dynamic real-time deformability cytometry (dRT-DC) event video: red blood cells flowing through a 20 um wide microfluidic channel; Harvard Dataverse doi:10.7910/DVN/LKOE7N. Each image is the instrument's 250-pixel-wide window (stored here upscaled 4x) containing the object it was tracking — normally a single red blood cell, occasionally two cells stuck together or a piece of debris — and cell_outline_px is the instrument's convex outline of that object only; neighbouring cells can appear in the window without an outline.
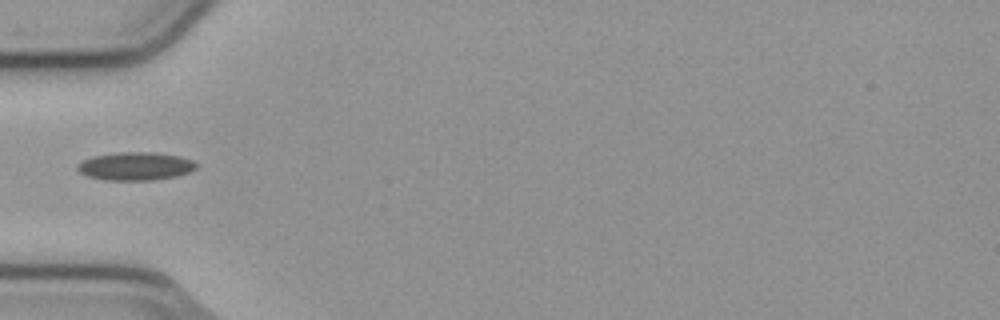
{"species": "common noctule bat (a hibernating species)", "species_latin": "Nyctalus noctula", "temperature_condition": "cold", "stored_images_in_passage": 5, "camera_frame_rate_fps": 3000, "um_per_image_px": 0.085, "animal": {"sex": "male", "body_mass_g": 23.1, "forearm_length_mm": 52.7}, "frame": {"image": 1, "passage_image": 5, "time_ms": 1.333, "image_size_px": [1000, 320], "cell_outline_px": [[196, 168], [192, 172], [176, 176], [152, 180], [104, 180], [88, 176], [80, 172], [76, 168], [84, 160], [96, 156], [120, 152], [152, 152], [180, 156], [192, 160], [196, 164]], "centroid_in_image_um": [11.56, 14.13], "position_along_channel_um": 73.4, "area_um2": 19.31}}